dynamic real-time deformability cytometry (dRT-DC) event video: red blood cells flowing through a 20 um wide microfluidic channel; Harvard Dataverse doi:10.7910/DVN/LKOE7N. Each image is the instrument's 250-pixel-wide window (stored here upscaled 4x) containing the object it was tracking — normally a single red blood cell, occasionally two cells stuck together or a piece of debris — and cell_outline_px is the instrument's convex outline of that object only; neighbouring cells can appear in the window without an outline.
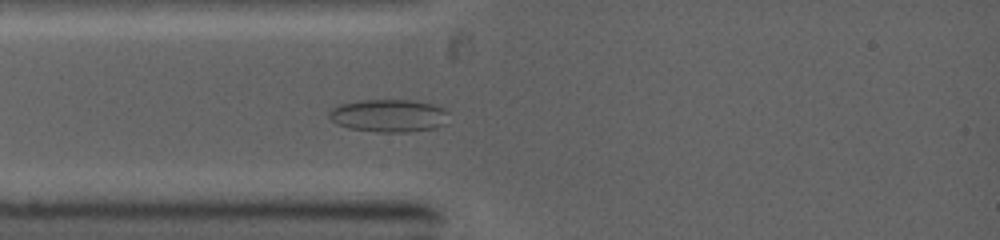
{"species": "common noctule bat (a hibernating species)", "species_latin": "Nyctalus noctula", "temperature_condition": "warm", "stored_images_in_passage": 39, "camera_frame_rate_fps": 5000, "um_per_image_px": 0.085, "animal": {"sex": "female", "body_mass_g": 19.0, "forearm_length_mm": 53.3}, "frame": {"image": 1, "passage_image": 6, "time_ms": 1.6, "image_size_px": [1000, 240], "cell_outline_px": [[448, 112], [444, 124], [432, 128], [408, 132], [380, 132], [348, 128], [336, 124], [328, 116], [332, 108], [340, 104], [360, 100], [412, 100], [432, 104], [444, 108]], "centroid_in_image_um": [33.02, 9.83], "position_along_channel_um": 52.0, "area_um2": 22.72}}
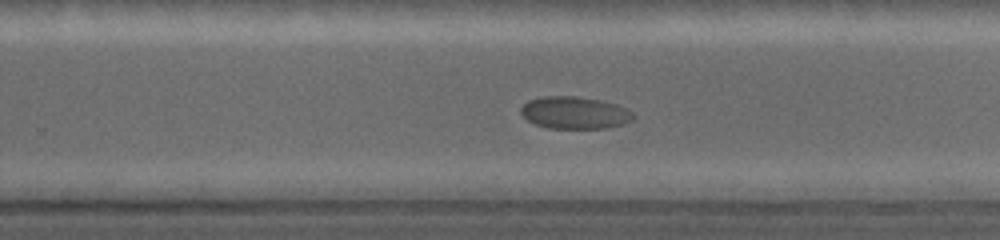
{"frame": {"image": 2, "passage_image": 20, "time_ms": 7.0, "image_size_px": [1000, 240], "cell_outline_px": [[636, 116], [632, 120], [624, 124], [608, 128], [548, 128], [536, 124], [528, 120], [520, 112], [520, 108], [528, 100], [544, 96], [576, 96], [600, 100], [616, 104], [628, 108]], "centroid_in_image_um": [48.88, 9.58], "position_along_channel_um": 280.9, "area_um2": 21.21}}
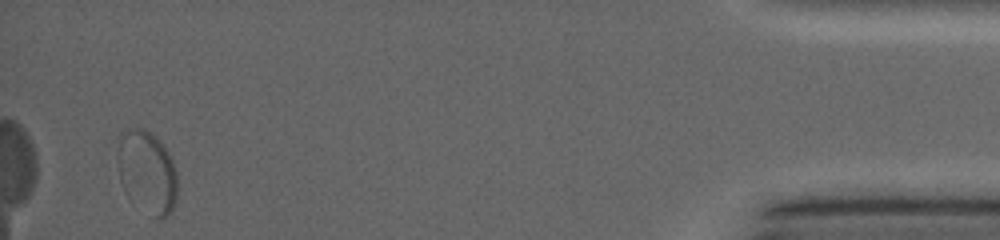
{"frame": {"image": 3, "passage_image": 39, "time_ms": 12.8, "image_size_px": [1000, 240], "cell_outline_px": [[176, 200], [172, 208], [164, 220], [152, 220], [124, 192], [120, 180], [116, 156], [116, 152], [120, 132], [132, 128], [144, 128], [152, 132], [160, 140], [168, 152], [172, 160], [176, 172]], "centroid_in_image_um": [12.47, 14.64], "position_along_channel_um": 422.7, "area_um2": 29.65}}